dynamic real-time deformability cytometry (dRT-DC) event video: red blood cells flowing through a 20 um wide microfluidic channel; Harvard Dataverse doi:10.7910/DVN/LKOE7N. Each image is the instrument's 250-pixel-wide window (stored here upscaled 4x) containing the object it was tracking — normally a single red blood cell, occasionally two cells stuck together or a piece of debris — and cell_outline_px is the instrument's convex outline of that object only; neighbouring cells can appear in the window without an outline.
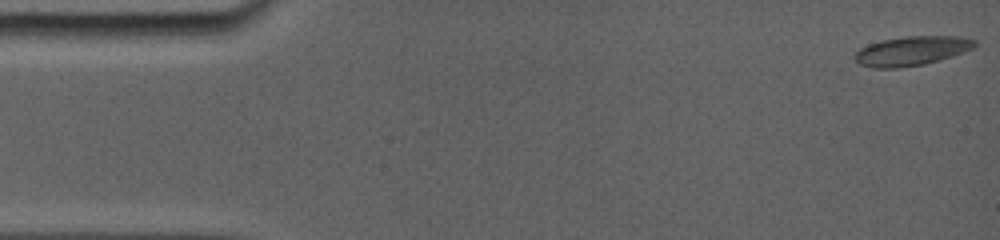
{"species": "common noctule bat (a hibernating species)", "species_latin": "Nyctalus noctula", "temperature_condition": "room temperature", "stored_images_in_passage": 41, "camera_frame_rate_fps": 5000, "um_per_image_px": 0.085, "animal": {"sex": "female", "body_mass_g": 19.0, "forearm_length_mm": 56.7}, "frame": {"image": 1, "passage_image": 1, "time_ms": 0.0, "image_size_px": [1000, 240], "cell_outline_px": [[976, 44], [972, 48], [952, 56], [924, 64], [896, 68], [872, 68], [860, 64], [852, 56], [860, 48], [868, 44], [880, 40], [908, 36], [960, 36], [976, 40]], "centroid_in_image_um": [77.45, 4.32], "position_along_channel_um": 7.5, "area_um2": 20.4}}
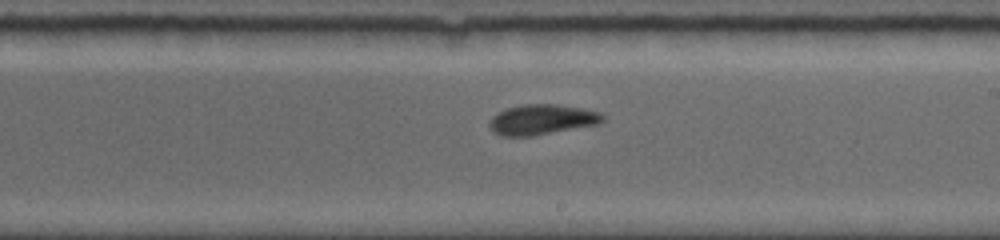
{"frame": {"image": 2, "passage_image": 24, "time_ms": 9.4, "image_size_px": [1000, 240], "cell_outline_px": [[604, 120], [600, 124], [532, 136], [500, 136], [492, 132], [488, 128], [488, 124], [492, 116], [508, 108], [524, 104], [556, 104], [580, 108], [600, 112], [604, 116]], "centroid_in_image_um": [46.04, 10.18], "position_along_channel_um": 243.0, "area_um2": 20.06}}
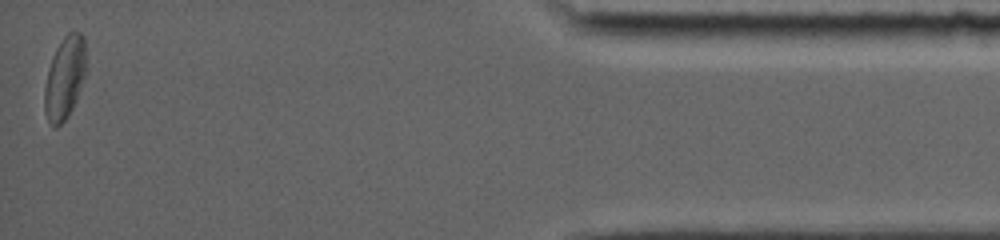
{"frame": {"image": 3, "passage_image": 41, "time_ms": 16.0, "image_size_px": [1000, 240], "cell_outline_px": [[84, 76], [76, 100], [68, 116], [56, 128], [48, 120], [44, 112], [44, 88], [48, 68], [52, 56], [56, 48], [64, 36], [68, 32], [80, 32], [84, 36]], "centroid_in_image_um": [5.46, 6.62], "position_along_channel_um": 429.7, "area_um2": 19.71}, "authors_computed_cell_mechanics": {"area_um2": 19.363, "velocity_mm_per_s": 3.8193, "shape_relaxation_time_tau1_ms": 3.6277, "shape_relaxation_time_tau2_ms": 2.3937, "deformation_change_tau1": 0.1254, "deformation_change_tau2": 0.0385}}